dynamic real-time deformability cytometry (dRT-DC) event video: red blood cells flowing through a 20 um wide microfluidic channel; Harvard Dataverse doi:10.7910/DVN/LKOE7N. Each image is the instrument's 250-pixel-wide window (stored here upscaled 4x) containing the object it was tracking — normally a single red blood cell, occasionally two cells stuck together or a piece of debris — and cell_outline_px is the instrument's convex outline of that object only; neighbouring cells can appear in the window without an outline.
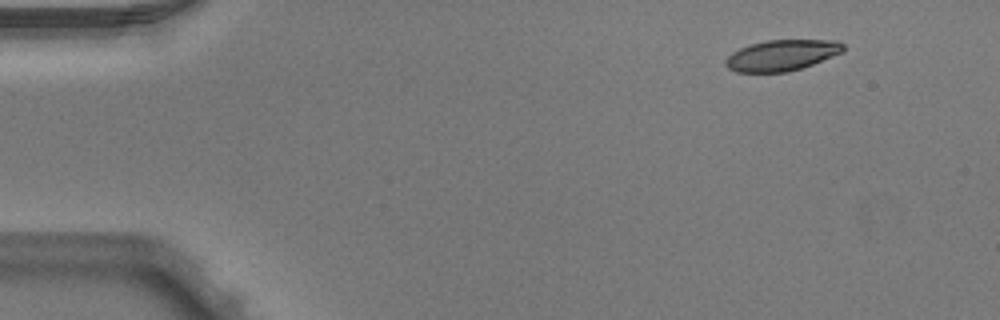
{"species": "Egyptian fruit bat (a non-hibernating species)", "species_latin": "Rousettus aegyptiacus", "temperature_condition": "warm", "stored_images_in_passage": 3, "camera_frame_rate_fps": 3000, "um_per_image_px": 0.085, "animal": {"sex": "male"}, "frame": {"image": 1, "passage_image": 1, "time_ms": 0.0, "image_size_px": [1000, 320], "cell_outline_px": [[844, 52], [812, 64], [788, 72], [736, 72], [728, 68], [724, 64], [724, 60], [732, 52], [740, 48], [752, 44], [768, 40], [840, 40], [844, 44]], "centroid_in_image_um": [66.46, 4.69], "position_along_channel_um": 18.5, "area_um2": 21.21}}
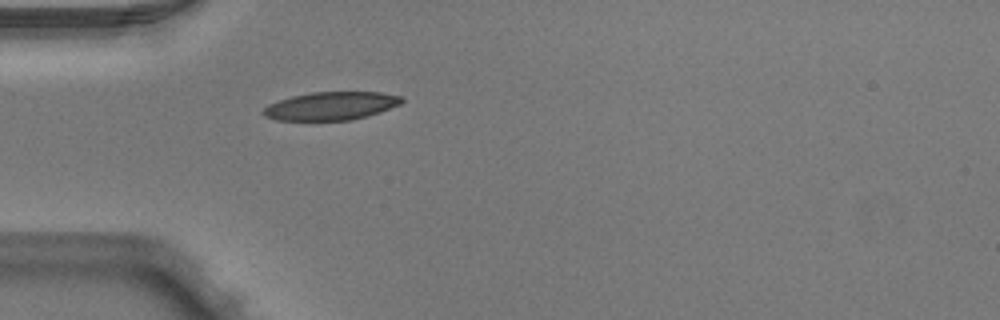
{"frame": {"image": 2, "passage_image": 3, "time_ms": 0.667, "image_size_px": [1000, 320], "cell_outline_px": [[404, 100], [400, 104], [380, 112], [368, 116], [352, 120], [276, 120], [264, 116], [260, 112], [268, 104], [292, 96], [312, 92], [380, 92], [404, 96]], "centroid_in_image_um": [28.15, 9.0], "position_along_channel_um": 56.9, "area_um2": 22.83}}